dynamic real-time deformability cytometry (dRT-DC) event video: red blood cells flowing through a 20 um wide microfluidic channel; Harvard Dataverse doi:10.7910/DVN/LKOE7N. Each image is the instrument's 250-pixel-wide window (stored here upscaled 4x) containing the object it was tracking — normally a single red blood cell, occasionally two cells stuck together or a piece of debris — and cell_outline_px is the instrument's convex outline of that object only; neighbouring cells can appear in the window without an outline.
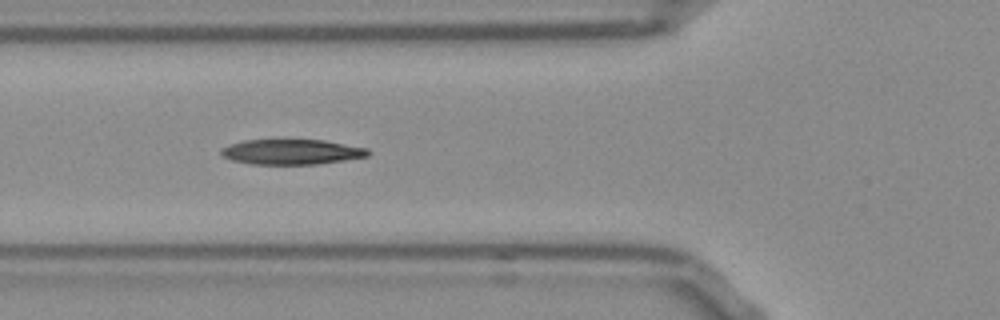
{"species": "Egyptian fruit bat (a non-hibernating species)", "species_latin": "Rousettus aegyptiacus", "temperature_condition": "room temperature", "stored_images_in_passage": 42, "camera_frame_rate_fps": 3000, "um_per_image_px": 0.085, "frame": {"image": 1, "passage_image": 13, "time_ms": 4.0, "image_size_px": [1000, 320], "cell_outline_px": [[372, 152], [368, 156], [344, 160], [316, 164], [248, 164], [232, 160], [224, 156], [220, 152], [220, 148], [244, 140], [324, 140], [368, 148]], "centroid_in_image_um": [24.81, 12.91], "position_along_channel_um": 101.0, "area_um2": 21.5}, "authors_computed_cell_mechanics": {"area_um2": 21.8773, "velocity_mm_per_s": 3.8072, "shape_relaxation_time_tau1_ms": 11.2915, "shape_relaxation_time_tau2_ms": null, "deformation_change_tau1": 0.2381, "deformation_change_tau2": null}}